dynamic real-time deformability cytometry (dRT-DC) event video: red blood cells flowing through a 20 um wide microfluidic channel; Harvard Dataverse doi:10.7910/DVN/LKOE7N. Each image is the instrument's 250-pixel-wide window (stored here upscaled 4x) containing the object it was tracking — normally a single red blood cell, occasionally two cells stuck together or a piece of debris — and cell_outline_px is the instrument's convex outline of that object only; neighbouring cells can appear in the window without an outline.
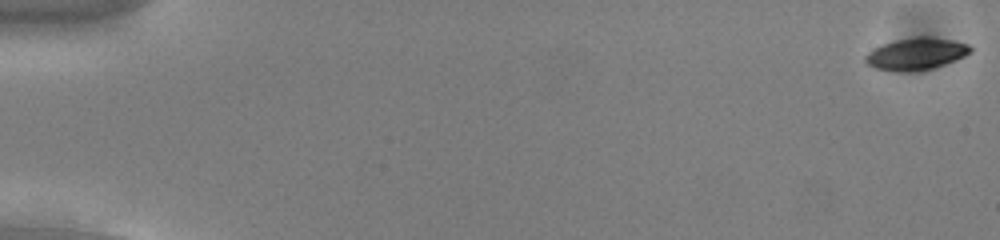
{"species": "common noctule bat (a hibernating species)", "species_latin": "Nyctalus noctula", "temperature_condition": "cold", "stored_images_in_passage": 49, "camera_frame_rate_fps": 3000, "um_per_image_px": 0.085, "animal": {"sex": "male", "body_mass_g": 13.0, "forearm_length_mm": 53.1}, "frame": {"image": 1, "passage_image": 1, "time_ms": 0.0, "image_size_px": [1000, 240], "cell_outline_px": [[972, 52], [964, 56], [944, 64], [932, 68], [908, 72], [896, 72], [872, 68], [864, 60], [864, 56], [868, 52], [884, 44], [896, 40], [920, 36], [928, 36], [952, 40], [968, 44], [972, 48]], "centroid_in_image_um": [77.85, 4.59], "position_along_channel_um": 7.1, "area_um2": 19.54}}
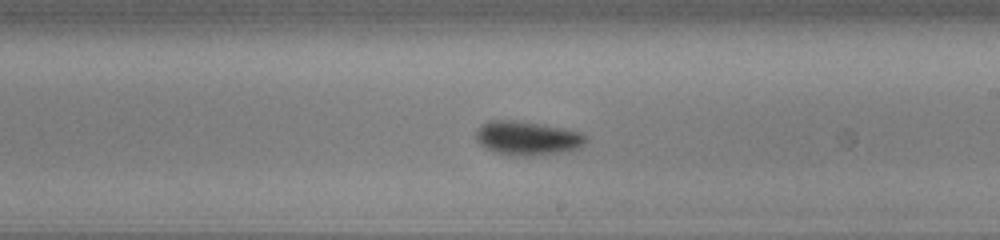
{"frame": {"image": 2, "passage_image": 27, "time_ms": 8.667, "image_size_px": [1000, 240], "cell_outline_px": [[588, 140], [580, 148], [560, 152], [532, 156], [508, 156], [484, 148], [476, 140], [476, 128], [488, 120], [516, 120], [564, 128], [580, 132], [588, 136]], "centroid_in_image_um": [44.81, 11.74], "position_along_channel_um": 244.2, "area_um2": 22.08}}
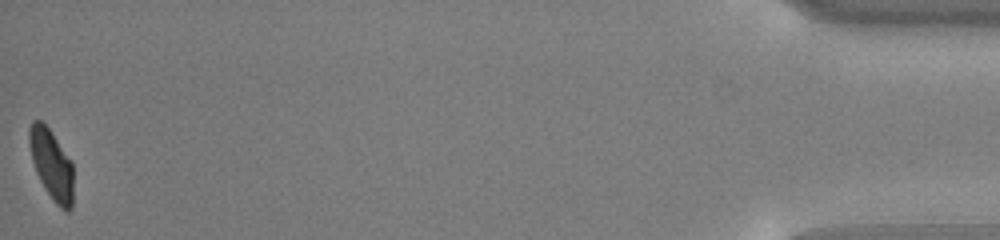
{"frame": {"image": 3, "passage_image": 49, "time_ms": 16.0, "image_size_px": [1000, 240], "cell_outline_px": [[72, 208], [68, 212], [64, 212], [52, 200], [44, 188], [36, 172], [32, 160], [28, 144], [28, 128], [32, 120], [40, 120], [48, 128], [72, 160]], "centroid_in_image_um": [4.36, 13.99], "position_along_channel_um": 430.8, "area_um2": 18.21}, "authors_computed_cell_mechanics": {"area_um2": 19.7676, "velocity_mm_per_s": 3.8221, "shape_relaxation_time_tau1_ms": 2.63, "shape_relaxation_time_tau2_ms": 6.6195, "deformation_change_tau1": 0.1264, "deformation_change_tau2": 0.1098}}